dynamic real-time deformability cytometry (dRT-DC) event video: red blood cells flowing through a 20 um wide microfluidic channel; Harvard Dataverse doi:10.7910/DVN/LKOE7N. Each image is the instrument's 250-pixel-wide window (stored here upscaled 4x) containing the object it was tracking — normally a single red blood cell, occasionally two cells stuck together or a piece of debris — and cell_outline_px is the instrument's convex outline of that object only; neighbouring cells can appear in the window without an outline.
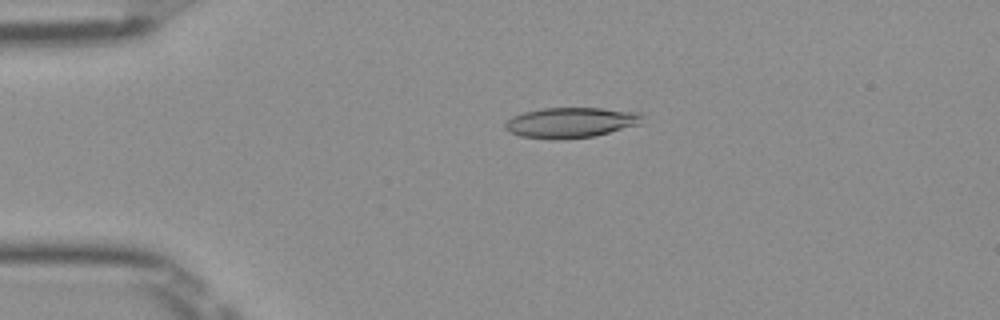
{"species": "Egyptian fruit bat (a non-hibernating species)", "species_latin": "Rousettus aegyptiacus", "temperature_condition": "room temperature", "stored_images_in_passage": 50, "camera_frame_rate_fps": 3000, "um_per_image_px": 0.085, "frame": {"image": 1, "passage_image": 11, "time_ms": 3.333, "image_size_px": [1000, 320], "cell_outline_px": [[644, 116], [640, 124], [596, 136], [556, 140], [520, 136], [508, 132], [504, 128], [504, 124], [512, 116], [524, 112], [544, 108], [600, 108], [640, 112]], "centroid_in_image_um": [48.51, 10.42], "position_along_channel_um": 36.5, "area_um2": 24.45}}
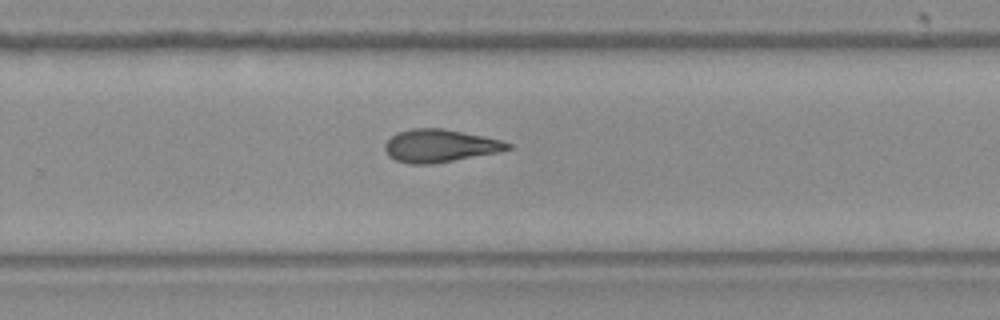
{"frame": {"image": 2, "passage_image": 33, "time_ms": 10.667, "image_size_px": [1000, 320], "cell_outline_px": [[512, 148], [500, 152], [432, 164], [408, 164], [396, 160], [388, 156], [384, 148], [384, 144], [396, 132], [412, 128], [444, 128], [484, 136], [500, 140], [512, 144]], "centroid_in_image_um": [37.38, 12.39], "position_along_channel_um": 292.4, "area_um2": 23.64}}
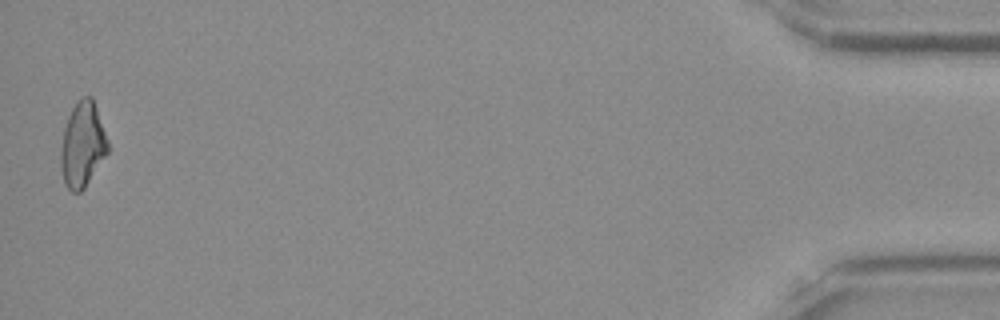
{"frame": {"image": 3, "passage_image": 50, "time_ms": 16.333, "image_size_px": [1000, 320], "cell_outline_px": [[108, 152], [84, 188], [80, 192], [72, 192], [64, 184], [60, 164], [60, 152], [64, 128], [68, 116], [76, 100], [80, 96], [92, 96], [108, 140]], "centroid_in_image_um": [7.0, 12.28], "position_along_channel_um": 428.2, "area_um2": 23.35}, "authors_computed_cell_mechanics": {"area_um2": 23.4379, "velocity_mm_per_s": 3.9995, "shape_relaxation_time_tau1_ms": null, "shape_relaxation_time_tau2_ms": 6.6124, "deformation_change_tau1": null, "deformation_change_tau2": 0.178}}